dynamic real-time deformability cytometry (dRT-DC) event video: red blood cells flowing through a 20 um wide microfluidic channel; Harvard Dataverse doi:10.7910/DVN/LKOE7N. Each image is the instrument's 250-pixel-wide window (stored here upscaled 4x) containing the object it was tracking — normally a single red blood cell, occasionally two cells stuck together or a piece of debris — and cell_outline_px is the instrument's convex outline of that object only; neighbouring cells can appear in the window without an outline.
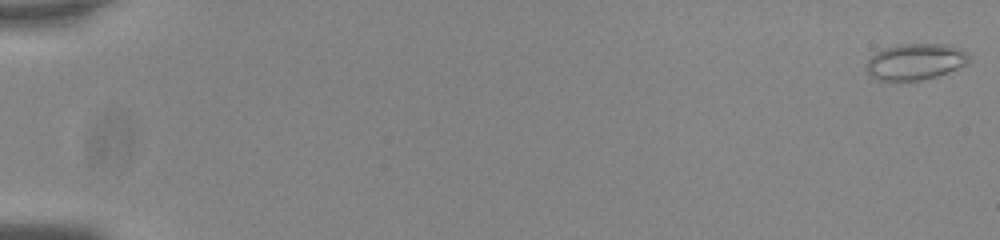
{"species": "common noctule bat (a hibernating species)", "species_latin": "Nyctalus noctula", "temperature_condition": "room temperature", "stored_images_in_passage": 56, "camera_frame_rate_fps": 3000, "um_per_image_px": 0.085, "animal": {"sex": "male", "body_mass_g": 20.0, "forearm_length_mm": 53.3}, "frame": {"image": 1, "passage_image": 1, "time_ms": 0.0, "image_size_px": [1000, 240], "cell_outline_px": [[968, 60], [964, 64], [956, 68], [936, 76], [920, 80], [896, 84], [880, 80], [872, 76], [864, 68], [868, 60], [876, 52], [884, 48], [900, 44], [948, 44], [960, 48], [968, 52]], "centroid_in_image_um": [77.75, 5.27], "position_along_channel_um": 7.3, "area_um2": 21.96}}
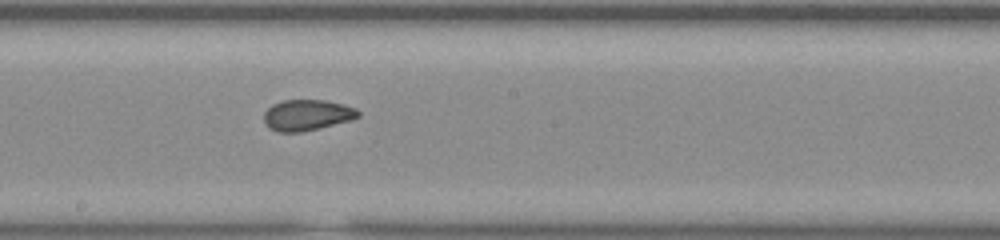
{"frame": {"image": 2, "passage_image": 33, "time_ms": 10.667, "image_size_px": [1000, 240], "cell_outline_px": [[360, 116], [348, 120], [300, 132], [276, 132], [268, 128], [264, 124], [264, 112], [272, 104], [284, 100], [324, 100], [344, 104], [356, 108], [360, 112]], "centroid_in_image_um": [26.05, 9.77], "position_along_channel_um": 222.2, "area_um2": 16.88}}
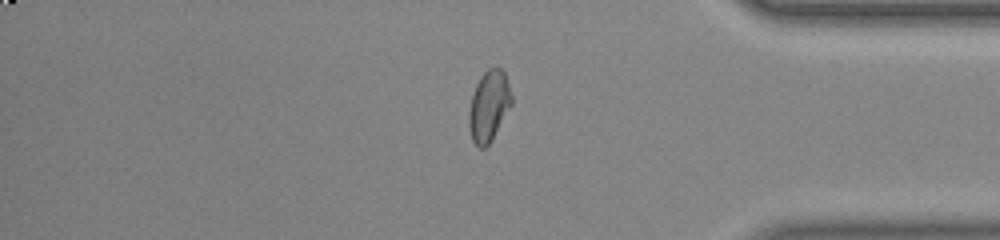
{"frame": {"image": 3, "passage_image": 48, "time_ms": 15.667, "image_size_px": [1000, 240], "cell_outline_px": [[512, 104], [492, 140], [484, 148], [480, 148], [472, 140], [468, 128], [468, 112], [472, 96], [476, 84], [480, 76], [488, 68], [500, 68], [504, 72], [512, 96]], "centroid_in_image_um": [41.54, 9.02], "position_along_channel_um": 393.7, "area_um2": 17.57}, "authors_computed_cell_mechanics": {"area_um2": 18.0047, "velocity_mm_per_s": 3.7638, "shape_relaxation_time_tau1_ms": null, "shape_relaxation_time_tau2_ms": 0.7636, "deformation_change_tau1": null, "deformation_change_tau2": 0.0474}}